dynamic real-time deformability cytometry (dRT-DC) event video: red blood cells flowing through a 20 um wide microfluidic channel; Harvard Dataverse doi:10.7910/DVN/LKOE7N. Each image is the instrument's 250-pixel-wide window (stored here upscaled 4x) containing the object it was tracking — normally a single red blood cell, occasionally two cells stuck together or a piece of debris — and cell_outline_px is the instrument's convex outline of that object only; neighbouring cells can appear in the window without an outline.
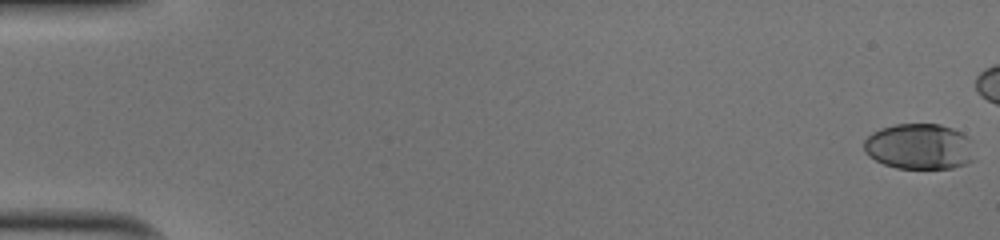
{"species": "human", "species_latin": "Homo sapiens", "temperature_condition": "cold", "stored_images_in_passage": 44, "camera_frame_rate_fps": 3000, "um_per_image_px": 0.085, "donor": {"sex": "male"}, "frame": {"image": 1, "passage_image": 1, "time_ms": 0.0, "image_size_px": [1000, 240], "cell_outline_px": [[976, 160], [968, 164], [952, 168], [896, 168], [884, 164], [868, 156], [864, 152], [864, 140], [872, 132], [880, 128], [896, 124], [940, 124], [952, 128], [968, 136], [972, 140]], "centroid_in_image_um": [78.19, 12.46], "position_along_channel_um": 6.8, "area_um2": 30.0}}
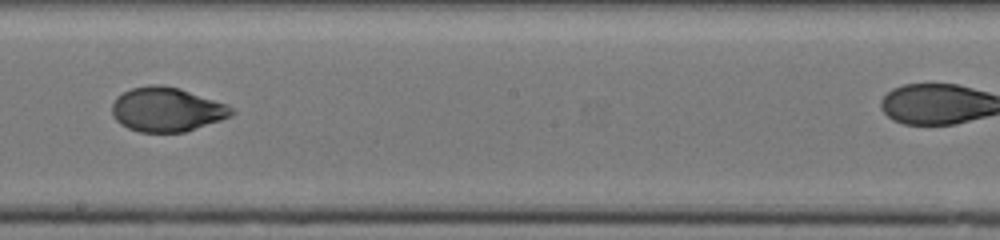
{"frame": {"image": 2, "passage_image": 31, "time_ms": 10.0, "image_size_px": [1000, 240], "cell_outline_px": [[236, 112], [232, 116], [184, 132], [140, 132], [128, 128], [120, 124], [112, 116], [112, 104], [116, 96], [132, 88], [148, 84], [160, 84], [180, 88], [228, 104], [236, 108]], "centroid_in_image_um": [14.19, 9.29], "position_along_channel_um": 234.0, "area_um2": 31.15}}
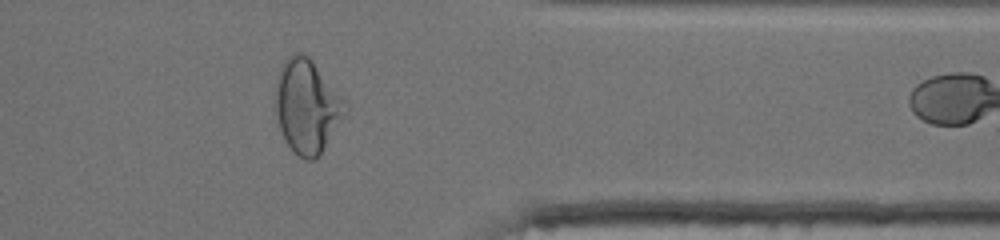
{"frame": {"image": 3, "passage_image": 43, "time_ms": 14.0, "image_size_px": [1000, 240], "cell_outline_px": [[348, 108], [320, 156], [312, 160], [308, 160], [300, 156], [288, 144], [280, 128], [276, 116], [276, 80], [280, 68], [288, 56], [292, 52], [300, 52], [308, 56], [312, 60], [348, 100]], "centroid_in_image_um": [26.13, 8.99], "position_along_channel_um": 385.3, "area_um2": 38.09}}